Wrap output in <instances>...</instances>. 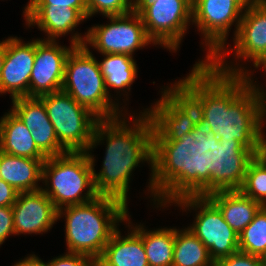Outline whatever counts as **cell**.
<instances>
[{
    "instance_id": "cell-9",
    "label": "cell",
    "mask_w": 266,
    "mask_h": 266,
    "mask_svg": "<svg viewBox=\"0 0 266 266\" xmlns=\"http://www.w3.org/2000/svg\"><path fill=\"white\" fill-rule=\"evenodd\" d=\"M39 98L46 107L59 144L67 152H87L99 118L62 90Z\"/></svg>"
},
{
    "instance_id": "cell-41",
    "label": "cell",
    "mask_w": 266,
    "mask_h": 266,
    "mask_svg": "<svg viewBox=\"0 0 266 266\" xmlns=\"http://www.w3.org/2000/svg\"><path fill=\"white\" fill-rule=\"evenodd\" d=\"M260 258L262 260L263 266H266V251L262 254Z\"/></svg>"
},
{
    "instance_id": "cell-10",
    "label": "cell",
    "mask_w": 266,
    "mask_h": 266,
    "mask_svg": "<svg viewBox=\"0 0 266 266\" xmlns=\"http://www.w3.org/2000/svg\"><path fill=\"white\" fill-rule=\"evenodd\" d=\"M242 14L243 9L234 0H192V23L204 37L202 44L209 48L206 60L196 64L210 63L213 58L225 59L226 53H230L225 48L229 29L235 22L236 35Z\"/></svg>"
},
{
    "instance_id": "cell-25",
    "label": "cell",
    "mask_w": 266,
    "mask_h": 266,
    "mask_svg": "<svg viewBox=\"0 0 266 266\" xmlns=\"http://www.w3.org/2000/svg\"><path fill=\"white\" fill-rule=\"evenodd\" d=\"M239 251L261 257L266 251V206H262L252 222L239 234Z\"/></svg>"
},
{
    "instance_id": "cell-8",
    "label": "cell",
    "mask_w": 266,
    "mask_h": 266,
    "mask_svg": "<svg viewBox=\"0 0 266 266\" xmlns=\"http://www.w3.org/2000/svg\"><path fill=\"white\" fill-rule=\"evenodd\" d=\"M61 90L99 119L115 118L123 111L109 96L99 61L88 46H75L68 54Z\"/></svg>"
},
{
    "instance_id": "cell-30",
    "label": "cell",
    "mask_w": 266,
    "mask_h": 266,
    "mask_svg": "<svg viewBox=\"0 0 266 266\" xmlns=\"http://www.w3.org/2000/svg\"><path fill=\"white\" fill-rule=\"evenodd\" d=\"M214 266H263L259 256L237 251L230 256L217 260Z\"/></svg>"
},
{
    "instance_id": "cell-20",
    "label": "cell",
    "mask_w": 266,
    "mask_h": 266,
    "mask_svg": "<svg viewBox=\"0 0 266 266\" xmlns=\"http://www.w3.org/2000/svg\"><path fill=\"white\" fill-rule=\"evenodd\" d=\"M207 197L219 208L224 220L238 235L252 222L262 207L239 190L216 191Z\"/></svg>"
},
{
    "instance_id": "cell-15",
    "label": "cell",
    "mask_w": 266,
    "mask_h": 266,
    "mask_svg": "<svg viewBox=\"0 0 266 266\" xmlns=\"http://www.w3.org/2000/svg\"><path fill=\"white\" fill-rule=\"evenodd\" d=\"M12 209L15 235L43 234L58 220V210L41 189L18 193Z\"/></svg>"
},
{
    "instance_id": "cell-29",
    "label": "cell",
    "mask_w": 266,
    "mask_h": 266,
    "mask_svg": "<svg viewBox=\"0 0 266 266\" xmlns=\"http://www.w3.org/2000/svg\"><path fill=\"white\" fill-rule=\"evenodd\" d=\"M32 138L37 147L47 156H59L67 151L59 144L54 126L35 127L31 130Z\"/></svg>"
},
{
    "instance_id": "cell-23",
    "label": "cell",
    "mask_w": 266,
    "mask_h": 266,
    "mask_svg": "<svg viewBox=\"0 0 266 266\" xmlns=\"http://www.w3.org/2000/svg\"><path fill=\"white\" fill-rule=\"evenodd\" d=\"M105 57L99 62L100 69L104 76L105 87L109 96V87L124 91H130L132 83L137 78V64L133 56L127 54H103Z\"/></svg>"
},
{
    "instance_id": "cell-19",
    "label": "cell",
    "mask_w": 266,
    "mask_h": 266,
    "mask_svg": "<svg viewBox=\"0 0 266 266\" xmlns=\"http://www.w3.org/2000/svg\"><path fill=\"white\" fill-rule=\"evenodd\" d=\"M129 228L124 237L118 229L114 232L96 266H149L142 237Z\"/></svg>"
},
{
    "instance_id": "cell-24",
    "label": "cell",
    "mask_w": 266,
    "mask_h": 266,
    "mask_svg": "<svg viewBox=\"0 0 266 266\" xmlns=\"http://www.w3.org/2000/svg\"><path fill=\"white\" fill-rule=\"evenodd\" d=\"M208 249L186 227L175 228L174 256L172 266H214Z\"/></svg>"
},
{
    "instance_id": "cell-26",
    "label": "cell",
    "mask_w": 266,
    "mask_h": 266,
    "mask_svg": "<svg viewBox=\"0 0 266 266\" xmlns=\"http://www.w3.org/2000/svg\"><path fill=\"white\" fill-rule=\"evenodd\" d=\"M10 109L31 131L35 127L53 126L43 101L39 97H17L12 99Z\"/></svg>"
},
{
    "instance_id": "cell-36",
    "label": "cell",
    "mask_w": 266,
    "mask_h": 266,
    "mask_svg": "<svg viewBox=\"0 0 266 266\" xmlns=\"http://www.w3.org/2000/svg\"><path fill=\"white\" fill-rule=\"evenodd\" d=\"M6 56V40L0 41V76Z\"/></svg>"
},
{
    "instance_id": "cell-11",
    "label": "cell",
    "mask_w": 266,
    "mask_h": 266,
    "mask_svg": "<svg viewBox=\"0 0 266 266\" xmlns=\"http://www.w3.org/2000/svg\"><path fill=\"white\" fill-rule=\"evenodd\" d=\"M133 11L140 15L154 45L175 52L192 21V0H154L148 5H133Z\"/></svg>"
},
{
    "instance_id": "cell-34",
    "label": "cell",
    "mask_w": 266,
    "mask_h": 266,
    "mask_svg": "<svg viewBox=\"0 0 266 266\" xmlns=\"http://www.w3.org/2000/svg\"><path fill=\"white\" fill-rule=\"evenodd\" d=\"M18 192L7 182L0 179V207H12Z\"/></svg>"
},
{
    "instance_id": "cell-35",
    "label": "cell",
    "mask_w": 266,
    "mask_h": 266,
    "mask_svg": "<svg viewBox=\"0 0 266 266\" xmlns=\"http://www.w3.org/2000/svg\"><path fill=\"white\" fill-rule=\"evenodd\" d=\"M12 266H48V265L46 262L44 263L41 259H39L38 256L33 254L25 257L23 260L21 259Z\"/></svg>"
},
{
    "instance_id": "cell-3",
    "label": "cell",
    "mask_w": 266,
    "mask_h": 266,
    "mask_svg": "<svg viewBox=\"0 0 266 266\" xmlns=\"http://www.w3.org/2000/svg\"><path fill=\"white\" fill-rule=\"evenodd\" d=\"M162 93L144 112L153 126L155 158L174 177L200 148L199 111L175 84Z\"/></svg>"
},
{
    "instance_id": "cell-1",
    "label": "cell",
    "mask_w": 266,
    "mask_h": 266,
    "mask_svg": "<svg viewBox=\"0 0 266 266\" xmlns=\"http://www.w3.org/2000/svg\"><path fill=\"white\" fill-rule=\"evenodd\" d=\"M228 64L224 58L195 64L174 84L198 108L200 145L210 138L239 141L260 155L266 140L262 131L266 94L253 84L248 70Z\"/></svg>"
},
{
    "instance_id": "cell-12",
    "label": "cell",
    "mask_w": 266,
    "mask_h": 266,
    "mask_svg": "<svg viewBox=\"0 0 266 266\" xmlns=\"http://www.w3.org/2000/svg\"><path fill=\"white\" fill-rule=\"evenodd\" d=\"M110 23L88 29L84 46H92L103 54H127L154 42L147 36L145 26L137 12L121 16H108ZM89 44V45H88Z\"/></svg>"
},
{
    "instance_id": "cell-37",
    "label": "cell",
    "mask_w": 266,
    "mask_h": 266,
    "mask_svg": "<svg viewBox=\"0 0 266 266\" xmlns=\"http://www.w3.org/2000/svg\"><path fill=\"white\" fill-rule=\"evenodd\" d=\"M243 10H246L258 0H234Z\"/></svg>"
},
{
    "instance_id": "cell-33",
    "label": "cell",
    "mask_w": 266,
    "mask_h": 266,
    "mask_svg": "<svg viewBox=\"0 0 266 266\" xmlns=\"http://www.w3.org/2000/svg\"><path fill=\"white\" fill-rule=\"evenodd\" d=\"M15 235L12 207H0V245L9 235Z\"/></svg>"
},
{
    "instance_id": "cell-18",
    "label": "cell",
    "mask_w": 266,
    "mask_h": 266,
    "mask_svg": "<svg viewBox=\"0 0 266 266\" xmlns=\"http://www.w3.org/2000/svg\"><path fill=\"white\" fill-rule=\"evenodd\" d=\"M47 158H27L0 151V179L11 185L18 193L42 189V167Z\"/></svg>"
},
{
    "instance_id": "cell-22",
    "label": "cell",
    "mask_w": 266,
    "mask_h": 266,
    "mask_svg": "<svg viewBox=\"0 0 266 266\" xmlns=\"http://www.w3.org/2000/svg\"><path fill=\"white\" fill-rule=\"evenodd\" d=\"M142 237L149 266H172L175 228L147 231L143 225H130Z\"/></svg>"
},
{
    "instance_id": "cell-39",
    "label": "cell",
    "mask_w": 266,
    "mask_h": 266,
    "mask_svg": "<svg viewBox=\"0 0 266 266\" xmlns=\"http://www.w3.org/2000/svg\"><path fill=\"white\" fill-rule=\"evenodd\" d=\"M154 3V0H133V5H148Z\"/></svg>"
},
{
    "instance_id": "cell-16",
    "label": "cell",
    "mask_w": 266,
    "mask_h": 266,
    "mask_svg": "<svg viewBox=\"0 0 266 266\" xmlns=\"http://www.w3.org/2000/svg\"><path fill=\"white\" fill-rule=\"evenodd\" d=\"M237 59L253 61L255 64L266 52V0H258L243 11L242 19L233 38ZM234 50V51H232Z\"/></svg>"
},
{
    "instance_id": "cell-6",
    "label": "cell",
    "mask_w": 266,
    "mask_h": 266,
    "mask_svg": "<svg viewBox=\"0 0 266 266\" xmlns=\"http://www.w3.org/2000/svg\"><path fill=\"white\" fill-rule=\"evenodd\" d=\"M177 204L183 209L198 210L191 231L208 249L214 263L239 250V235L227 224L219 208L207 197L189 192L175 177H172L164 204ZM198 208V209H197Z\"/></svg>"
},
{
    "instance_id": "cell-17",
    "label": "cell",
    "mask_w": 266,
    "mask_h": 266,
    "mask_svg": "<svg viewBox=\"0 0 266 266\" xmlns=\"http://www.w3.org/2000/svg\"><path fill=\"white\" fill-rule=\"evenodd\" d=\"M23 15L28 27L36 24L48 36L43 40L53 41L70 33L87 19L78 9L69 7H28Z\"/></svg>"
},
{
    "instance_id": "cell-38",
    "label": "cell",
    "mask_w": 266,
    "mask_h": 266,
    "mask_svg": "<svg viewBox=\"0 0 266 266\" xmlns=\"http://www.w3.org/2000/svg\"><path fill=\"white\" fill-rule=\"evenodd\" d=\"M255 68L263 66V70L266 71V52L265 54L253 65Z\"/></svg>"
},
{
    "instance_id": "cell-40",
    "label": "cell",
    "mask_w": 266,
    "mask_h": 266,
    "mask_svg": "<svg viewBox=\"0 0 266 266\" xmlns=\"http://www.w3.org/2000/svg\"><path fill=\"white\" fill-rule=\"evenodd\" d=\"M260 155L266 160V143L262 147Z\"/></svg>"
},
{
    "instance_id": "cell-7",
    "label": "cell",
    "mask_w": 266,
    "mask_h": 266,
    "mask_svg": "<svg viewBox=\"0 0 266 266\" xmlns=\"http://www.w3.org/2000/svg\"><path fill=\"white\" fill-rule=\"evenodd\" d=\"M41 181L46 186L41 190L57 210L84 204L99 196L94 187L93 167L87 152H67L48 157L43 163Z\"/></svg>"
},
{
    "instance_id": "cell-32",
    "label": "cell",
    "mask_w": 266,
    "mask_h": 266,
    "mask_svg": "<svg viewBox=\"0 0 266 266\" xmlns=\"http://www.w3.org/2000/svg\"><path fill=\"white\" fill-rule=\"evenodd\" d=\"M48 266H96V261L89 256L66 252L65 255H61L53 258L47 263Z\"/></svg>"
},
{
    "instance_id": "cell-28",
    "label": "cell",
    "mask_w": 266,
    "mask_h": 266,
    "mask_svg": "<svg viewBox=\"0 0 266 266\" xmlns=\"http://www.w3.org/2000/svg\"><path fill=\"white\" fill-rule=\"evenodd\" d=\"M87 19L98 12L105 17L133 12V0H85Z\"/></svg>"
},
{
    "instance_id": "cell-5",
    "label": "cell",
    "mask_w": 266,
    "mask_h": 266,
    "mask_svg": "<svg viewBox=\"0 0 266 266\" xmlns=\"http://www.w3.org/2000/svg\"><path fill=\"white\" fill-rule=\"evenodd\" d=\"M128 205L109 196L58 210V219L65 217L67 252L83 254L97 261L118 229L117 223L131 221Z\"/></svg>"
},
{
    "instance_id": "cell-31",
    "label": "cell",
    "mask_w": 266,
    "mask_h": 266,
    "mask_svg": "<svg viewBox=\"0 0 266 266\" xmlns=\"http://www.w3.org/2000/svg\"><path fill=\"white\" fill-rule=\"evenodd\" d=\"M28 7H69L78 9L87 18V6L85 0H30L24 8Z\"/></svg>"
},
{
    "instance_id": "cell-2",
    "label": "cell",
    "mask_w": 266,
    "mask_h": 266,
    "mask_svg": "<svg viewBox=\"0 0 266 266\" xmlns=\"http://www.w3.org/2000/svg\"><path fill=\"white\" fill-rule=\"evenodd\" d=\"M122 114L115 118L99 119L87 153L93 167V182L98 195L116 198L127 205L128 189H130L131 173L145 161L151 166L149 190L157 205L165 206V198L172 176L155 158L153 126L147 112L133 117V125L129 126ZM106 139V152L100 172L95 173V146ZM90 153V154H89Z\"/></svg>"
},
{
    "instance_id": "cell-27",
    "label": "cell",
    "mask_w": 266,
    "mask_h": 266,
    "mask_svg": "<svg viewBox=\"0 0 266 266\" xmlns=\"http://www.w3.org/2000/svg\"><path fill=\"white\" fill-rule=\"evenodd\" d=\"M239 191L262 206H266V160L261 155H256L249 163Z\"/></svg>"
},
{
    "instance_id": "cell-13",
    "label": "cell",
    "mask_w": 266,
    "mask_h": 266,
    "mask_svg": "<svg viewBox=\"0 0 266 266\" xmlns=\"http://www.w3.org/2000/svg\"><path fill=\"white\" fill-rule=\"evenodd\" d=\"M87 33L82 37L73 34L69 47L53 40L36 39V55L29 80V97L61 91L64 81L65 62L75 46H84Z\"/></svg>"
},
{
    "instance_id": "cell-21",
    "label": "cell",
    "mask_w": 266,
    "mask_h": 266,
    "mask_svg": "<svg viewBox=\"0 0 266 266\" xmlns=\"http://www.w3.org/2000/svg\"><path fill=\"white\" fill-rule=\"evenodd\" d=\"M0 151L27 158H48L36 145L31 131L9 110L0 119Z\"/></svg>"
},
{
    "instance_id": "cell-14",
    "label": "cell",
    "mask_w": 266,
    "mask_h": 266,
    "mask_svg": "<svg viewBox=\"0 0 266 266\" xmlns=\"http://www.w3.org/2000/svg\"><path fill=\"white\" fill-rule=\"evenodd\" d=\"M36 55V40L23 43L18 37L6 39V56L0 76V94L11 99L29 97V80Z\"/></svg>"
},
{
    "instance_id": "cell-4",
    "label": "cell",
    "mask_w": 266,
    "mask_h": 266,
    "mask_svg": "<svg viewBox=\"0 0 266 266\" xmlns=\"http://www.w3.org/2000/svg\"><path fill=\"white\" fill-rule=\"evenodd\" d=\"M255 156L239 141L210 138L200 145L197 154L174 177L197 196L239 190Z\"/></svg>"
}]
</instances>
